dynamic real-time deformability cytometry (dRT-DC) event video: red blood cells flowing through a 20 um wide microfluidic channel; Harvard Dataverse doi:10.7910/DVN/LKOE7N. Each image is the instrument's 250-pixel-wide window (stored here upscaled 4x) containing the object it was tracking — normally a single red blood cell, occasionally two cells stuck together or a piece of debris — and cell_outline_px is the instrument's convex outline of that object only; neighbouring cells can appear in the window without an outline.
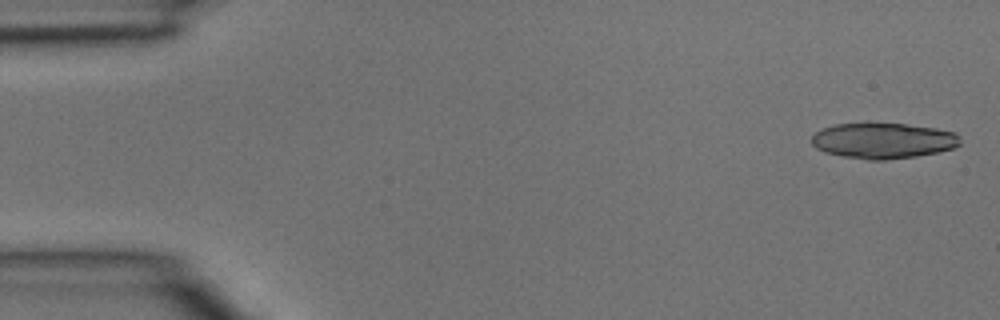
{"species": "common noctule bat (a hibernating species)", "species_latin": "Nyctalus noctula", "temperature_condition": "room temperature", "stored_images_in_passage": 3, "camera_frame_rate_fps": 3000, "um_per_image_px": 0.085, "animal": {"sex": "male", "body_mass_g": 15.6}, "frame": {"image": 1, "passage_image": 1, "time_ms": 0.0, "image_size_px": [1000, 320], "cell_outline_px": [[960, 144], [952, 148], [936, 152], [916, 156], [884, 160], [868, 160], [844, 156], [824, 152], [816, 148], [812, 144], [812, 136], [816, 132], [824, 128], [836, 124], [904, 124], [936, 128], [956, 132], [960, 136]], "centroid_in_image_um": [75.08, 11.96], "position_along_channel_um": 9.9, "area_um2": 30.58}}